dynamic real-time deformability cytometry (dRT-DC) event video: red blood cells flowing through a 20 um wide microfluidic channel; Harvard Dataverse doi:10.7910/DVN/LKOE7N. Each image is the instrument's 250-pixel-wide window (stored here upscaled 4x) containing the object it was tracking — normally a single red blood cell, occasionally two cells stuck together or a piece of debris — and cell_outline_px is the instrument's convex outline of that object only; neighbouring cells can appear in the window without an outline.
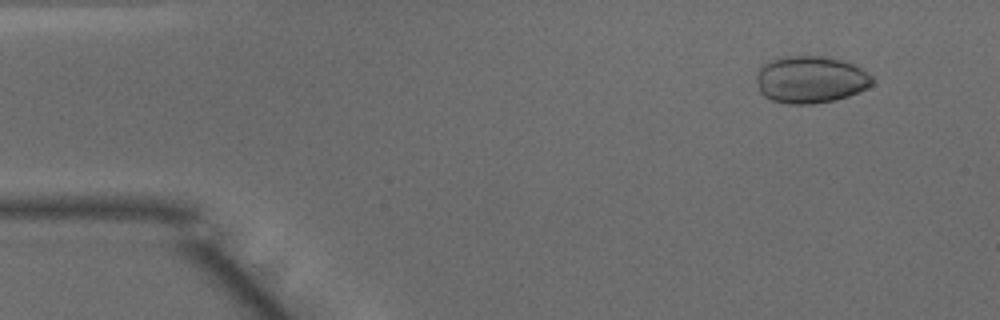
{"species": "common noctule bat (a hibernating species)", "species_latin": "Nyctalus noctula", "temperature_condition": "warm", "stored_images_in_passage": 48, "camera_frame_rate_fps": 3000, "um_per_image_px": 0.085, "animal": {"sex": "male", "body_mass_g": 15.6}, "frame": {"image": 1, "passage_image": 4, "time_ms": 1.0, "image_size_px": [1000, 320], "cell_outline_px": [[872, 84], [868, 88], [848, 96], [836, 100], [812, 104], [788, 104], [772, 100], [764, 96], [760, 92], [756, 80], [756, 72], [768, 60], [784, 56], [828, 56], [856, 64], [872, 76]], "centroid_in_image_um": [68.89, 6.75], "position_along_channel_um": 16.1, "area_um2": 32.19}}
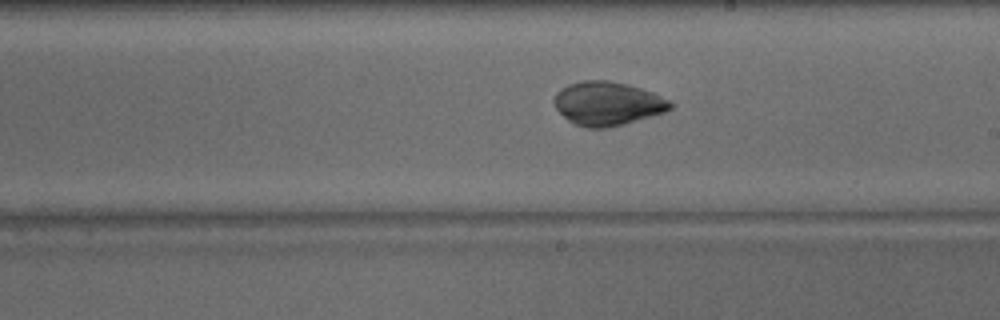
{"frame": {"image": 2, "passage_image": 27, "time_ms": 8.667, "image_size_px": [1000, 320], "cell_outline_px": [[676, 104], [672, 108], [664, 112], [624, 124], [608, 128], [588, 128], [572, 124], [556, 108], [552, 100], [556, 92], [560, 88], [568, 84], [584, 80], [608, 80], [640, 88], [652, 92], [672, 100]], "centroid_in_image_um": [51.64, 8.8], "position_along_channel_um": 237.4, "area_um2": 29.82}}
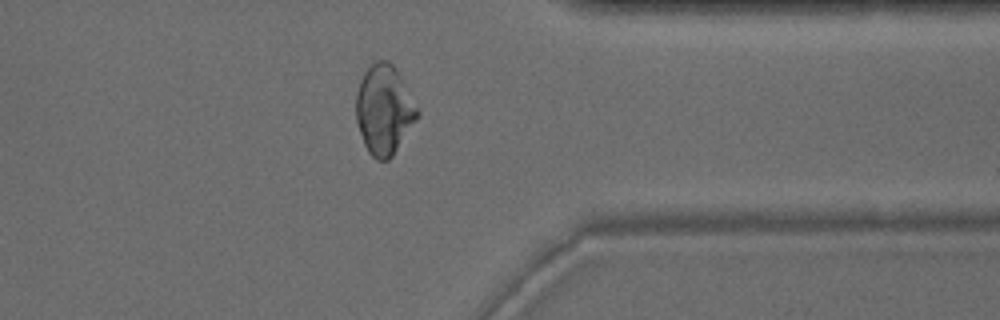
{"frame": {"image": 3, "passage_image": 38, "time_ms": 12.333, "image_size_px": [1000, 320], "cell_outline_px": [[420, 116], [392, 156], [388, 160], [376, 160], [368, 152], [364, 144], [356, 120], [356, 92], [360, 80], [364, 72], [376, 60], [388, 60], [392, 64], [400, 76], [420, 112]], "centroid_in_image_um": [32.65, 9.34], "position_along_channel_um": 378.8, "area_um2": 31.85}}